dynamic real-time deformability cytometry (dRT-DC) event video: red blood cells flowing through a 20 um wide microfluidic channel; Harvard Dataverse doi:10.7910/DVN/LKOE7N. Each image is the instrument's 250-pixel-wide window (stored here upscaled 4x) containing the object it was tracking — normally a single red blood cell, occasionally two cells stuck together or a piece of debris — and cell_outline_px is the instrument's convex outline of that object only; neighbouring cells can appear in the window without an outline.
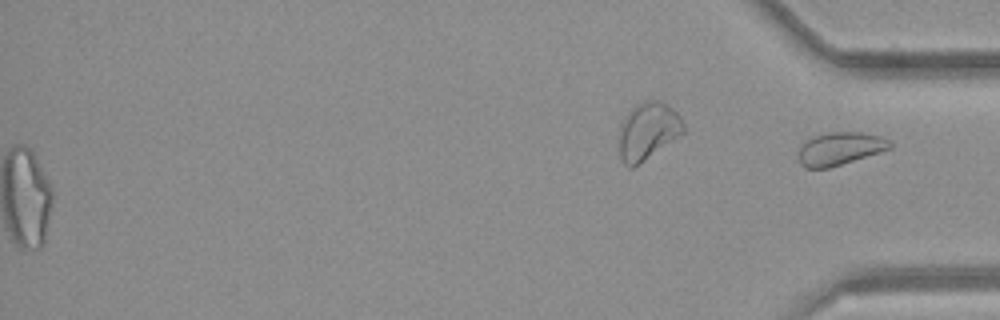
{"species": "common noctule bat (a hibernating species)", "species_latin": "Nyctalus noctula", "temperature_condition": "room temperature", "stored_images_in_passage": 50, "segment_of_instrument_passage": [2, 2], "camera_frame_rate_fps": 3000, "um_per_image_px": 0.085, "animal": {"sex": "female", "body_mass_g": 21.9}, "frame": {"image": 1, "passage_image": 50, "time_ms": 16.333, "image_size_px": [1000, 320], "cell_outline_px": [[892, 148], [880, 152], [828, 168], [804, 168], [800, 164], [800, 144], [812, 136], [832, 132], [864, 132], [880, 136], [888, 140], [892, 144]], "centroid_in_image_um": [71.39, 12.62], "position_along_channel_um": 363.8, "area_um2": 17.46}}